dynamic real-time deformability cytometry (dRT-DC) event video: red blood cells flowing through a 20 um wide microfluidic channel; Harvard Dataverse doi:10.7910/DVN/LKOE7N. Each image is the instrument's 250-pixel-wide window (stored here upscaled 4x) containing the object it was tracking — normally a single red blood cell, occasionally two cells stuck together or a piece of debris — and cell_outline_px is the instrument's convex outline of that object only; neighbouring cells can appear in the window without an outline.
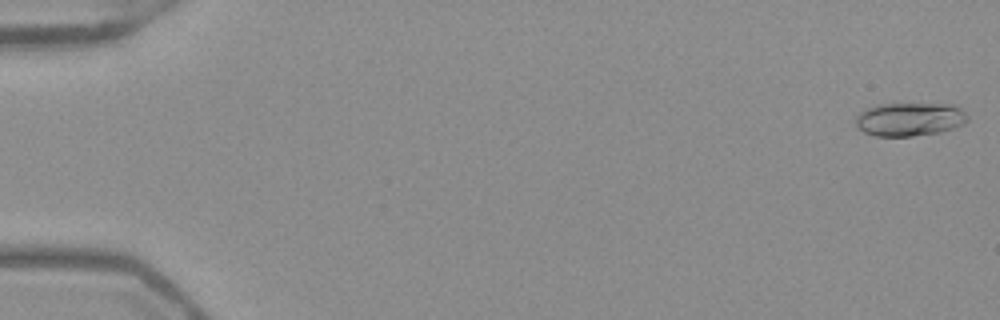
{"species": "Egyptian fruit bat (a non-hibernating species)", "species_latin": "Rousettus aegyptiacus", "temperature_condition": "warm", "stored_images_in_passage": 52, "camera_frame_rate_fps": 3000, "um_per_image_px": 0.085, "frame": {"image": 1, "passage_image": 1, "time_ms": 0.0, "image_size_px": [1000, 320], "cell_outline_px": [[968, 120], [964, 124], [940, 132], [912, 136], [876, 136], [864, 132], [856, 128], [856, 116], [864, 108], [880, 104], [956, 104], [968, 116]], "centroid_in_image_um": [77.31, 10.13], "position_along_channel_um": 7.7, "area_um2": 21.96}}
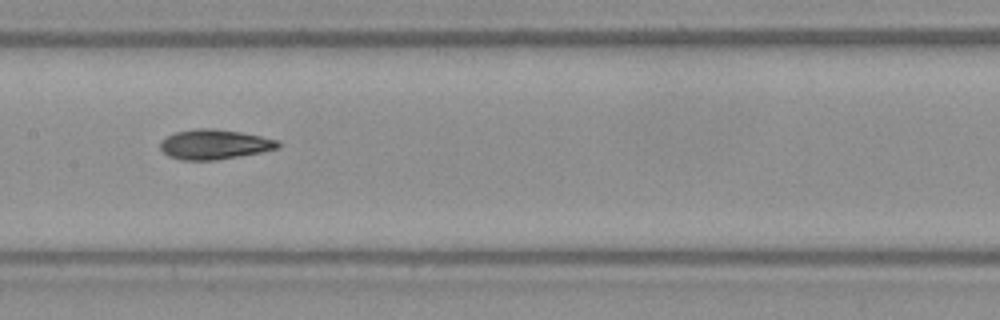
{"frame": {"image": 2, "passage_image": 27, "time_ms": 8.667, "image_size_px": [1000, 320], "cell_outline_px": [[280, 148], [240, 156], [216, 160], [180, 160], [168, 156], [160, 148], [160, 140], [176, 132], [196, 128], [216, 128], [240, 132], [280, 140]], "centroid_in_image_um": [18.23, 12.27], "position_along_channel_um": 189.2, "area_um2": 20.58}}
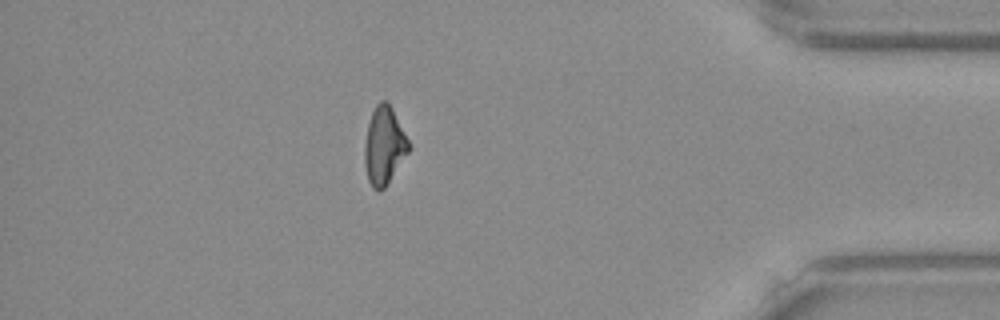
{"frame": {"image": 3, "passage_image": 46, "time_ms": 15.0, "image_size_px": [1000, 320], "cell_outline_px": [[412, 148], [384, 188], [380, 192], [372, 188], [368, 180], [364, 164], [364, 144], [368, 124], [372, 112], [376, 104], [380, 100], [384, 100], [392, 108]], "centroid_in_image_um": [32.64, 12.41], "position_along_channel_um": 402.6, "area_um2": 20.0}, "authors_computed_cell_mechanics": {"area_um2": 20.4034, "velocity_mm_per_s": 3.9551, "shape_relaxation_time_tau1_ms": 4.9177, "shape_relaxation_time_tau2_ms": 3.5857, "deformation_change_tau1": 0.1756, "deformation_change_tau2": 0.1042}}